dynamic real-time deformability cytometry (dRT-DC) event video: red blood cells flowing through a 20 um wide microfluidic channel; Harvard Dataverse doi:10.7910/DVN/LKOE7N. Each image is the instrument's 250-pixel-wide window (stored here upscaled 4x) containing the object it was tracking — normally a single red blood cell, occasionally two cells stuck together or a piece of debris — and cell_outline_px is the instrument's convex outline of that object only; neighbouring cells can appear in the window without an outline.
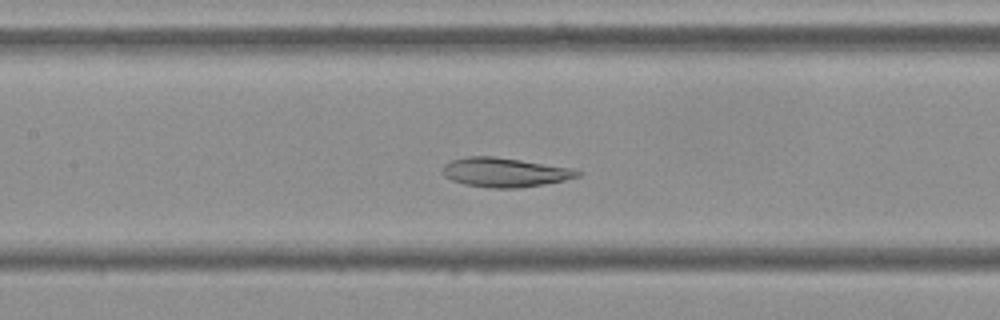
{"species": "Egyptian fruit bat (a non-hibernating species)", "species_latin": "Rousettus aegyptiacus", "temperature_condition": "cold", "stored_images_in_passage": 55, "camera_frame_rate_fps": 3000, "um_per_image_px": 0.085, "frame": {"image": 1, "passage_image": 25, "time_ms": 8.0, "image_size_px": [1000, 320], "cell_outline_px": [[584, 172], [580, 176], [564, 180], [544, 184], [520, 188], [492, 188], [464, 184], [452, 180], [444, 176], [440, 172], [444, 164], [452, 160], [464, 156], [492, 156], [520, 160], [572, 168]], "centroid_in_image_um": [42.88, 14.65], "position_along_channel_um": 164.5, "area_um2": 23.12}}
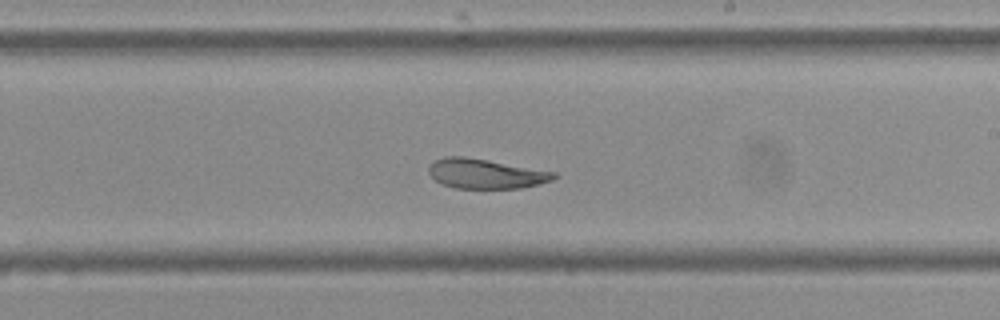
{"frame": {"image": 2, "passage_image": 32, "time_ms": 10.333, "image_size_px": [1000, 320], "cell_outline_px": [[560, 176], [552, 180], [520, 188], [456, 188], [444, 184], [436, 180], [428, 172], [428, 168], [432, 160], [444, 156], [464, 156], [488, 160], [556, 172]], "centroid_in_image_um": [41.27, 14.75], "position_along_channel_um": 247.7, "area_um2": 21.62}}
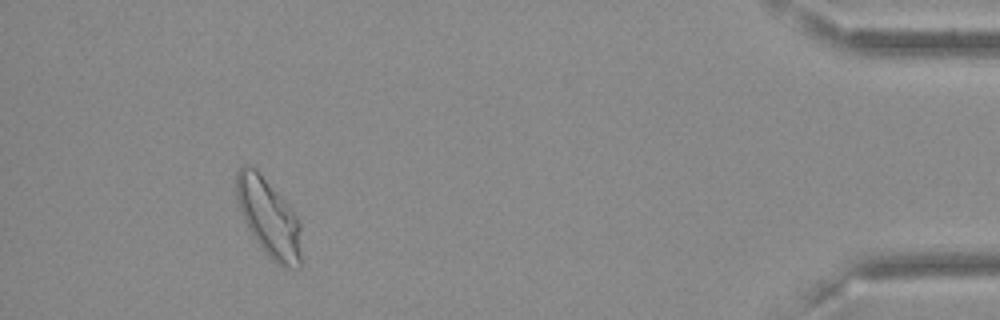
{"frame": {"image": 3, "passage_image": 51, "time_ms": 16.667, "image_size_px": [1000, 320], "cell_outline_px": [[300, 268], [284, 268], [272, 260], [264, 252], [248, 228], [244, 220], [236, 196], [236, 172], [244, 164], [256, 168], [288, 204], [296, 216], [300, 224]], "centroid_in_image_um": [22.84, 18.5], "position_along_channel_um": 412.4, "area_um2": 29.3}, "authors_computed_cell_mechanics": {"area_um2": 26.299, "velocity_mm_per_s": 3.5783, "shape_relaxation_time_tau1_ms": 6.1162, "shape_relaxation_time_tau2_ms": 2.5904, "deformation_change_tau1": 0.148, "deformation_change_tau2": 0.0692}}